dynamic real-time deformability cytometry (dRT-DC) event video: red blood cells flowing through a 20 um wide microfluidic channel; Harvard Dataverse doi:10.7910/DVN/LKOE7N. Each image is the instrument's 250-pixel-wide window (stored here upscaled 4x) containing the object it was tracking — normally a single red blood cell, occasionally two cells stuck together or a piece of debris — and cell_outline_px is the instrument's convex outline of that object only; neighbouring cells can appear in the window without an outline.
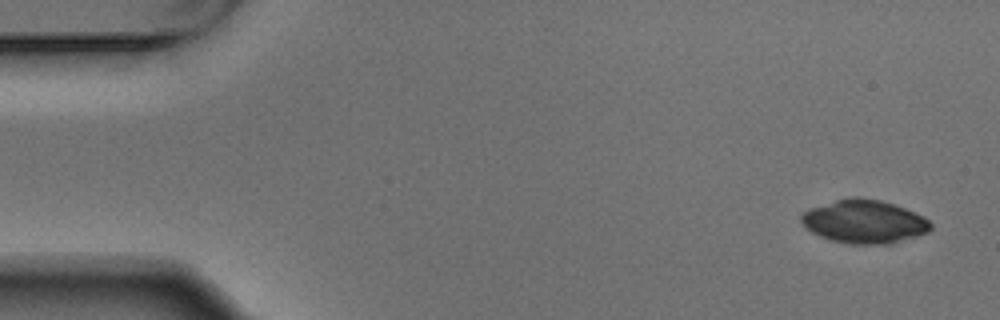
{"species": "Egyptian fruit bat (a non-hibernating species)", "species_latin": "Rousettus aegyptiacus", "temperature_condition": "warm", "stored_images_in_passage": 4, "camera_frame_rate_fps": 3000, "um_per_image_px": 0.085, "animal": {"sex": "male"}, "frame": {"image": 1, "passage_image": 1, "time_ms": 0.0, "image_size_px": [1000, 320], "cell_outline_px": [[932, 228], [928, 232], [888, 244], [848, 244], [828, 240], [812, 232], [800, 220], [800, 216], [808, 208], [836, 200], [852, 196], [856, 196], [880, 200], [904, 208], [924, 216], [932, 224]], "centroid_in_image_um": [73.44, 18.83], "position_along_channel_um": 11.6, "area_um2": 32.66}}
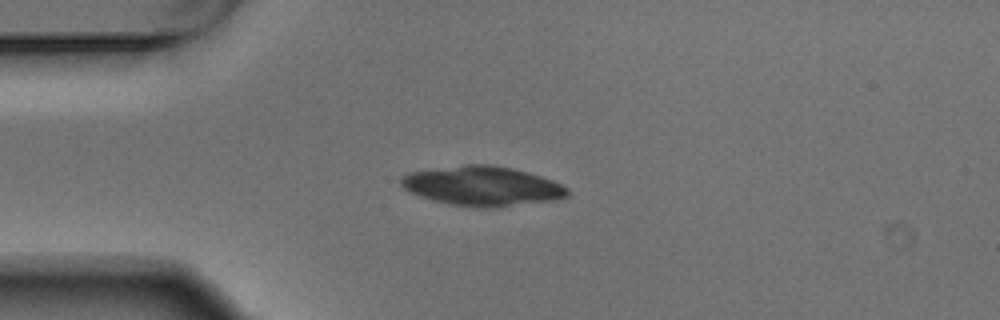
{"frame": {"image": 2, "passage_image": 4, "time_ms": 1.0, "image_size_px": [1000, 320], "cell_outline_px": [[572, 192], [568, 196], [552, 200], [496, 208], [480, 208], [452, 204], [432, 200], [420, 196], [404, 188], [400, 184], [400, 180], [408, 172], [464, 164], [492, 164], [512, 168], [528, 172], [552, 180], [568, 188]], "centroid_in_image_um": [41.02, 15.81], "position_along_channel_um": 44.0, "area_um2": 38.44}}